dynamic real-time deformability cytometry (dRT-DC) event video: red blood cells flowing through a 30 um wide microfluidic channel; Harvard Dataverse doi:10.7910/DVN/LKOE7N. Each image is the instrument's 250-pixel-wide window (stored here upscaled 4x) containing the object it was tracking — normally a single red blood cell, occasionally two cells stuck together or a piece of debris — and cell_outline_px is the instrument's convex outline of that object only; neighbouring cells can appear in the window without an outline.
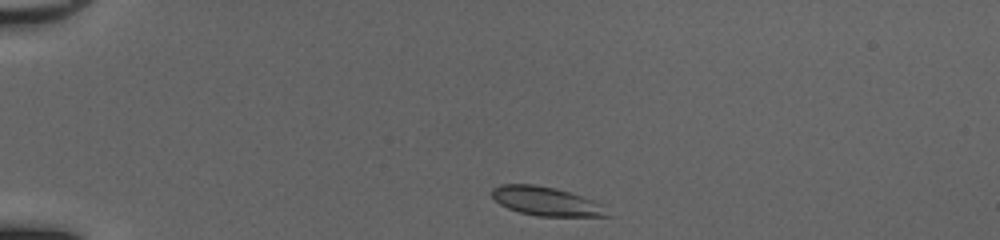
{"species": "common noctule bat (a hibernating species)", "species_latin": "Nyctalus noctula", "temperature_condition": "cold", "stored_images_in_passage": 39, "camera_frame_rate_fps": 3000, "um_per_image_px": 0.085, "animal": {"sex": "female", "body_mass_g": 20.0, "forearm_length_mm": 54.0}, "frame": {"image": 1, "passage_image": 1, "time_ms": 0.0, "image_size_px": [1000, 240], "cell_outline_px": [[612, 216], [536, 216], [520, 212], [508, 208], [500, 204], [492, 196], [492, 188], [500, 184], [536, 184], [556, 188], [604, 204]], "centroid_in_image_um": [46.44, 17.11], "position_along_channel_um": 38.6, "area_um2": 19.42}}
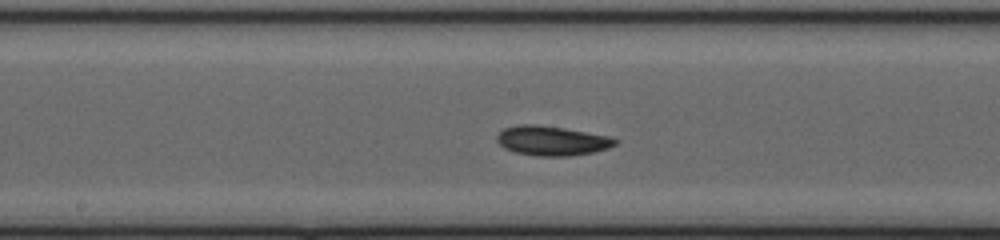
{"frame": {"image": 2, "passage_image": 17, "time_ms": 5.333, "image_size_px": [1000, 240], "cell_outline_px": [[620, 140], [616, 144], [608, 148], [592, 152], [568, 156], [536, 156], [516, 152], [504, 148], [496, 140], [496, 136], [504, 128], [520, 124], [536, 124], [564, 128], [608, 136]], "centroid_in_image_um": [46.9, 11.96], "position_along_channel_um": 201.3, "area_um2": 20.29}}
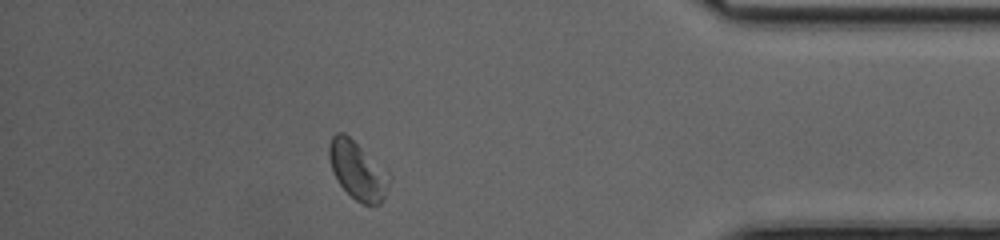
{"frame": {"image": 3, "passage_image": 34, "time_ms": 11.0, "image_size_px": [1000, 240], "cell_outline_px": [[392, 176], [384, 196], [380, 204], [360, 204], [340, 184], [332, 172], [328, 156], [328, 144], [332, 136], [336, 132], [344, 132]], "centroid_in_image_um": [30.37, 14.48], "position_along_channel_um": 404.8, "area_um2": 20.11}, "authors_computed_cell_mechanics": {"area_um2": 20.1144, "velocity_mm_per_s": 4.1476, "shape_relaxation_time_tau1_ms": 3.9456, "shape_relaxation_time_tau2_ms": 8.5146, "deformation_change_tau1": 0.082, "deformation_change_tau2": 0.0552}}